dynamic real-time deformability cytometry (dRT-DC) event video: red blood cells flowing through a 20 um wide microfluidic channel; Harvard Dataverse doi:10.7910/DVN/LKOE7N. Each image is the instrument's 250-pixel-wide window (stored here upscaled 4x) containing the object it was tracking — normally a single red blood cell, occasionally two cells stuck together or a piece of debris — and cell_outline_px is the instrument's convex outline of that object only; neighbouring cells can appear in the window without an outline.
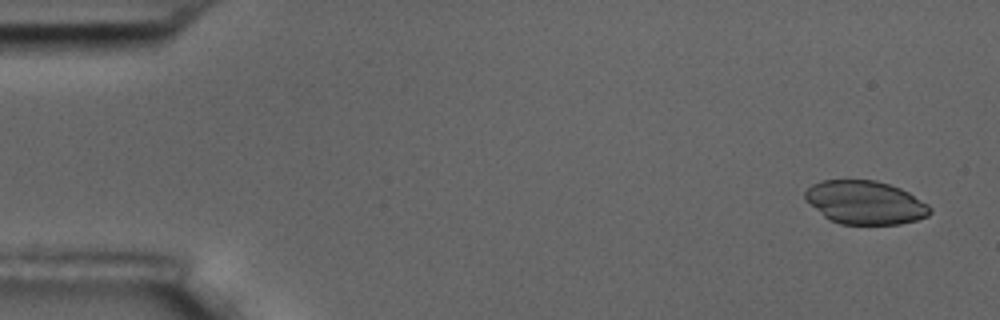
{"species": "common noctule bat (a hibernating species)", "species_latin": "Nyctalus noctula", "temperature_condition": "room temperature", "stored_images_in_passage": 5, "camera_frame_rate_fps": 3000, "um_per_image_px": 0.085, "animal": {"sex": "male", "body_mass_g": 17.5, "forearm_length_mm": 52.3}, "frame": {"image": 1, "passage_image": 1, "time_ms": 0.0, "image_size_px": [1000, 320], "cell_outline_px": [[932, 212], [928, 216], [916, 220], [900, 224], [840, 224], [824, 216], [804, 200], [804, 192], [812, 184], [820, 180], [876, 180], [900, 188], [908, 192], [928, 204], [932, 208]], "centroid_in_image_um": [73.53, 17.21], "position_along_channel_um": 11.5, "area_um2": 31.67}}